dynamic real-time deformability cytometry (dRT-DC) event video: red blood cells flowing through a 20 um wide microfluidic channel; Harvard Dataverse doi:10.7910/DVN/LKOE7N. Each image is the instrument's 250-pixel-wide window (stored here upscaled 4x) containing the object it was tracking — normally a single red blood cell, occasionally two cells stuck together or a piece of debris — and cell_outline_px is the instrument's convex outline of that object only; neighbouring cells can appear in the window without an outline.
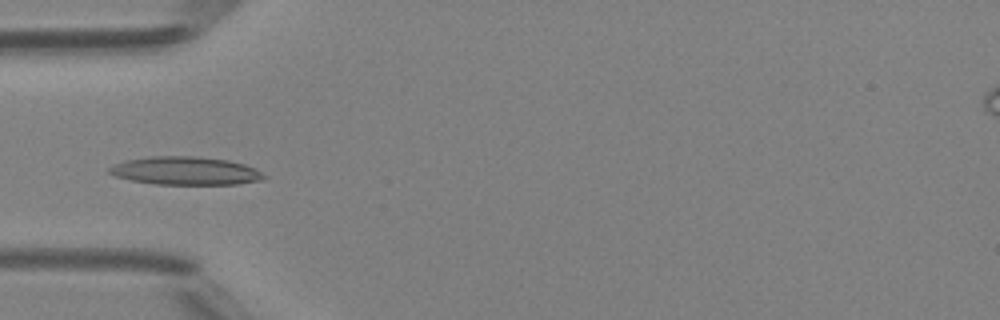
{"species": "Egyptian fruit bat (a non-hibernating species)", "species_latin": "Rousettus aegyptiacus", "temperature_condition": "room temperature", "stored_images_in_passage": 48, "camera_frame_rate_fps": 3000, "um_per_image_px": 0.085, "animal": {"sex": "female"}, "frame": {"image": 1, "passage_image": 15, "time_ms": 4.667, "image_size_px": [1000, 320], "cell_outline_px": [[268, 176], [264, 180], [236, 184], [156, 184], [132, 180], [116, 176], [108, 172], [108, 168], [124, 160], [152, 156], [196, 156], [228, 160], [244, 164]], "centroid_in_image_um": [15.77, 14.51], "position_along_channel_um": 69.2, "area_um2": 25.26}}
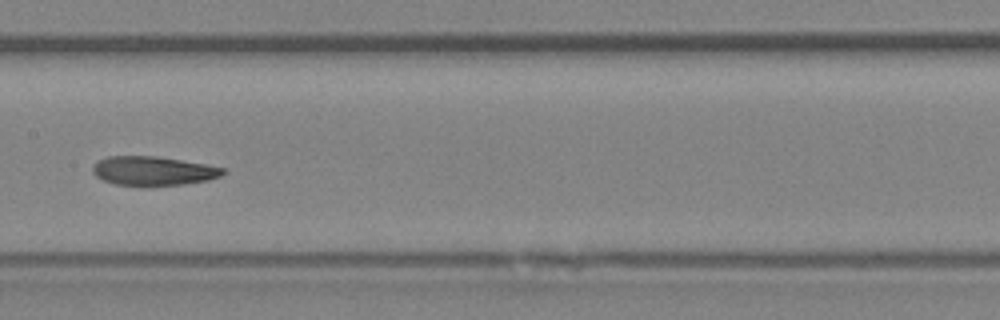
{"frame": {"image": 2, "passage_image": 24, "time_ms": 7.667, "image_size_px": [1000, 320], "cell_outline_px": [[228, 172], [220, 176], [208, 180], [184, 184], [148, 188], [144, 188], [116, 184], [104, 180], [96, 176], [92, 172], [92, 168], [100, 160], [108, 156], [156, 156], [204, 164], [224, 168]], "centroid_in_image_um": [13.03, 14.56], "position_along_channel_um": 194.4, "area_um2": 22.48}}
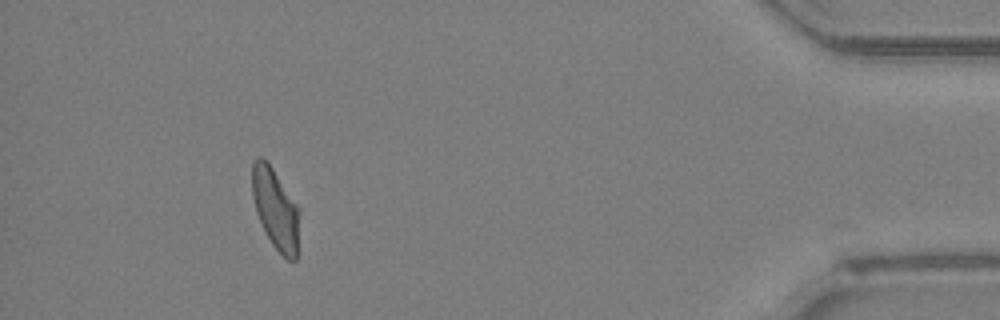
{"frame": {"image": 3, "passage_image": 44, "time_ms": 14.333, "image_size_px": [1000, 320], "cell_outline_px": [[300, 212], [296, 260], [288, 260], [272, 244], [256, 212], [252, 196], [252, 160], [256, 156], [260, 156], [272, 168], [300, 208]], "centroid_in_image_um": [23.42, 17.73], "position_along_channel_um": 411.8, "area_um2": 22.08}, "authors_computed_cell_mechanics": {"area_um2": 23.0622, "velocity_mm_per_s": 4.1857, "shape_relaxation_time_tau1_ms": null, "shape_relaxation_time_tau2_ms": 2.8003, "deformation_change_tau1": null, "deformation_change_tau2": 0.0859}}